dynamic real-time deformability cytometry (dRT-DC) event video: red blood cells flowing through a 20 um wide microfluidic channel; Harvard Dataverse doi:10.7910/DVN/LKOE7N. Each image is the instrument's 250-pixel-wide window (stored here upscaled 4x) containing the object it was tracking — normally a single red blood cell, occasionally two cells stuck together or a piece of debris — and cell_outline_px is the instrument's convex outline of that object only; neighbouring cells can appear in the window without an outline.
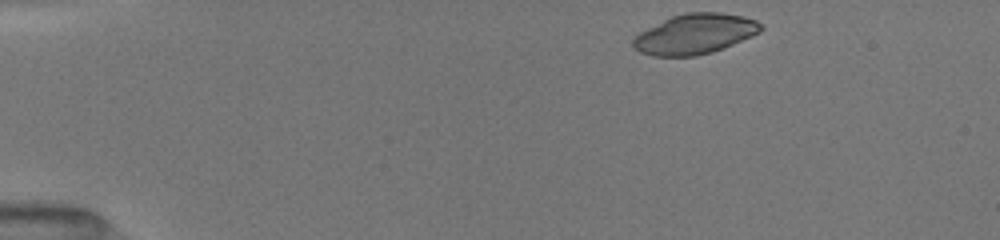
{"species": "common noctule bat (a hibernating species)", "species_latin": "Nyctalus noctula", "temperature_condition": "room temperature", "stored_images_in_passage": 7, "camera_frame_rate_fps": 3000, "um_per_image_px": 0.085, "animal": {"sex": "female", "body_mass_g": 19.5, "forearm_length_mm": 54.1}, "frame": {"image": 1, "passage_image": 1, "time_ms": 0.0, "image_size_px": [1000, 240], "cell_outline_px": [[764, 28], [760, 32], [752, 36], [724, 48], [712, 52], [696, 56], [652, 56], [640, 52], [632, 48], [632, 40], [640, 32], [672, 16], [684, 12], [720, 12], [744, 16], [756, 20], [764, 24]], "centroid_in_image_um": [59.1, 2.89], "position_along_channel_um": 25.9, "area_um2": 30.06}}